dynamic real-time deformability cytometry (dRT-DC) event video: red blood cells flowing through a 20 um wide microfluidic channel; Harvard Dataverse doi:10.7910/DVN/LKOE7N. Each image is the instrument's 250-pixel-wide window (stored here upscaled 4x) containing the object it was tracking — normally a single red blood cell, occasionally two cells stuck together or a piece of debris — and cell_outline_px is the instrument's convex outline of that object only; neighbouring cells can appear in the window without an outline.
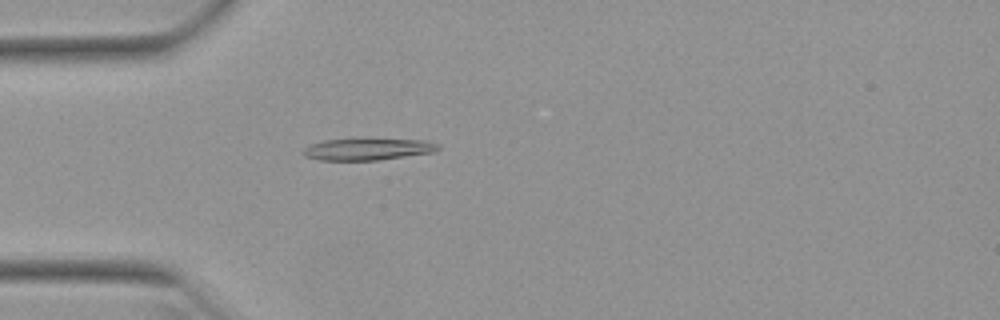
{"species": "Egyptian fruit bat (a non-hibernating species)", "species_latin": "Rousettus aegyptiacus", "temperature_condition": "warm", "stored_images_in_passage": 40, "camera_frame_rate_fps": 3000, "um_per_image_px": 0.085, "animal": {"sex": "female"}, "frame": {"image": 1, "passage_image": 4, "time_ms": 1.0, "image_size_px": [1000, 320], "cell_outline_px": [[440, 148], [436, 152], [380, 160], [320, 160], [304, 156], [304, 148], [312, 144], [324, 140], [424, 140], [440, 144]], "centroid_in_image_um": [31.31, 12.7], "position_along_channel_um": 53.7, "area_um2": 16.76}}
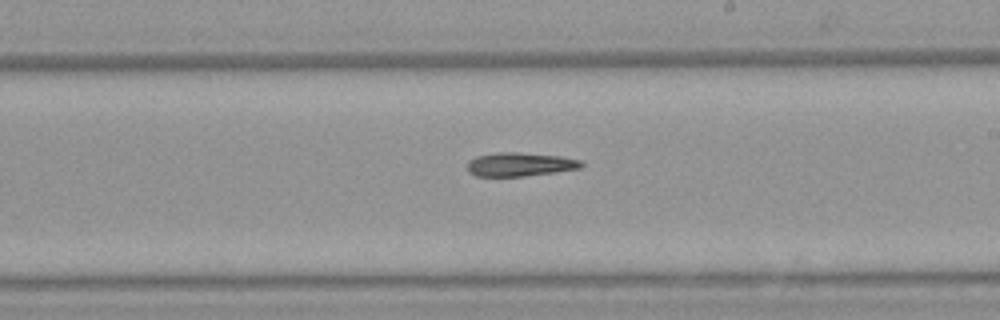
{"frame": {"image": 2, "passage_image": 19, "time_ms": 6.0, "image_size_px": [1000, 320], "cell_outline_px": [[584, 164], [580, 168], [556, 172], [524, 176], [476, 176], [468, 172], [468, 160], [476, 156], [496, 152], [520, 152], [560, 156], [580, 160]], "centroid_in_image_um": [44.17, 13.96], "position_along_channel_um": 244.8, "area_um2": 15.84}}
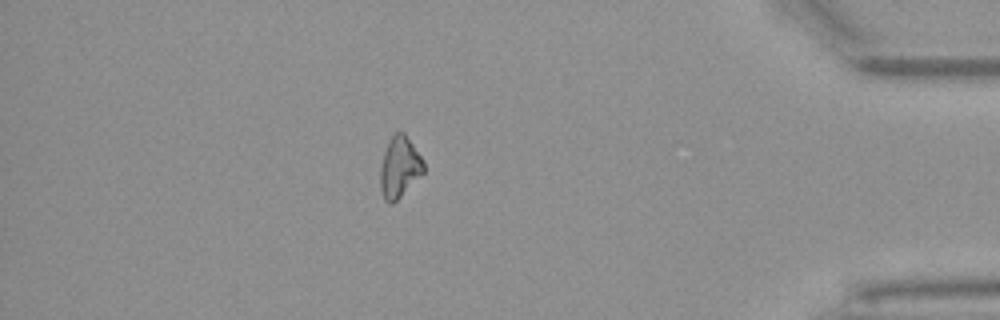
{"frame": {"image": 3, "passage_image": 34, "time_ms": 11.0, "image_size_px": [1000, 320], "cell_outline_px": [[424, 172], [392, 204], [388, 204], [384, 200], [380, 188], [380, 168], [384, 152], [388, 140], [396, 132], [404, 132], [424, 160]], "centroid_in_image_um": [33.95, 14.2], "position_along_channel_um": 401.3, "area_um2": 15.37}}